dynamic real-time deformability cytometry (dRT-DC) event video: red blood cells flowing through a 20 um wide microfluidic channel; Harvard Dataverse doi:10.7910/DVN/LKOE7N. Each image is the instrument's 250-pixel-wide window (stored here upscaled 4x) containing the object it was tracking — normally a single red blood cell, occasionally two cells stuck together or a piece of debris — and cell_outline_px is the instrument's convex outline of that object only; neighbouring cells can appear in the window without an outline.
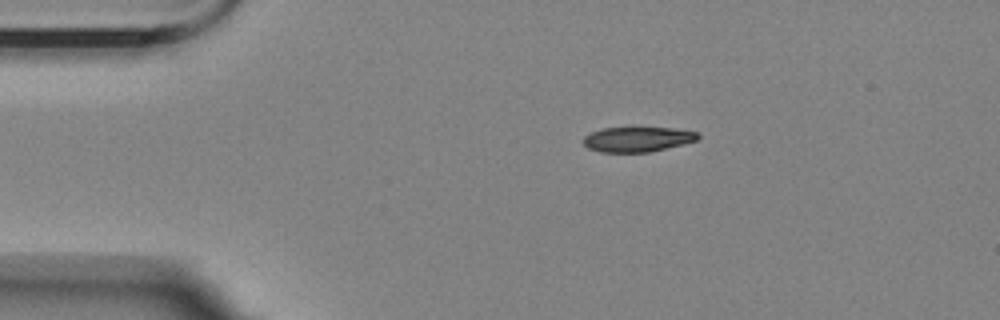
{"species": "Egyptian fruit bat (a non-hibernating species)", "species_latin": "Rousettus aegyptiacus", "temperature_condition": "room temperature", "stored_images_in_passage": 4, "camera_frame_rate_fps": 3000, "um_per_image_px": 0.085, "animal": {"sex": "female"}, "frame": {"image": 1, "passage_image": 1, "time_ms": 0.0, "image_size_px": [1000, 320], "cell_outline_px": [[700, 136], [696, 140], [684, 144], [648, 152], [600, 152], [588, 148], [580, 140], [584, 136], [592, 132], [604, 128], [628, 124], [632, 124], [672, 128], [696, 132]], "centroid_in_image_um": [54.13, 11.78], "position_along_channel_um": 30.9, "area_um2": 17.57}}
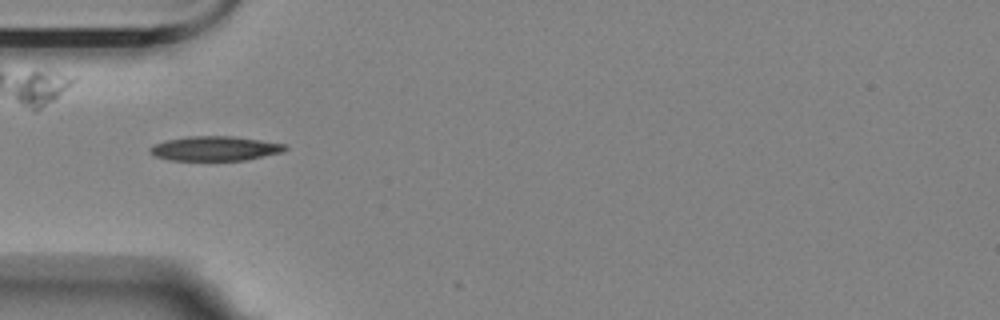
{"frame": {"image": 2, "passage_image": 3, "time_ms": 2.333, "image_size_px": [1000, 320], "cell_outline_px": [[288, 148], [280, 152], [244, 160], [168, 160], [156, 156], [148, 152], [148, 148], [164, 140], [188, 136], [232, 136], [260, 140], [284, 144]], "centroid_in_image_um": [18.2, 12.61], "position_along_channel_um": 66.8, "area_um2": 19.13}}